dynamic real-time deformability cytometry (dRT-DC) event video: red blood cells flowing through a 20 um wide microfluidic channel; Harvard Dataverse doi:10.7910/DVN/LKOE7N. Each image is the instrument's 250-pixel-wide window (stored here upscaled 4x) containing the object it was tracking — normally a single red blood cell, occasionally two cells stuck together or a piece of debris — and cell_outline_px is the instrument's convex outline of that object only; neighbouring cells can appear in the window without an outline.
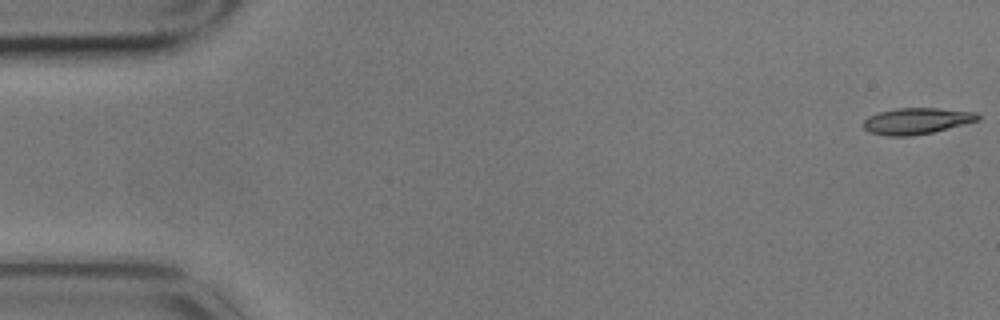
{"species": "common noctule bat (a hibernating species)", "species_latin": "Nyctalus noctula", "temperature_condition": "cold", "stored_images_in_passage": 7, "camera_frame_rate_fps": 3000, "um_per_image_px": 0.085, "animal": {"sex": "male", "body_mass_g": 17.9}, "frame": {"image": 1, "passage_image": 1, "time_ms": 0.0, "image_size_px": [1000, 320], "cell_outline_px": [[980, 120], [932, 132], [912, 136], [888, 136], [868, 132], [860, 124], [868, 116], [876, 112], [896, 108], [936, 108], [976, 112], [980, 116]], "centroid_in_image_um": [77.86, 10.28], "position_along_channel_um": 7.1, "area_um2": 17.69}}
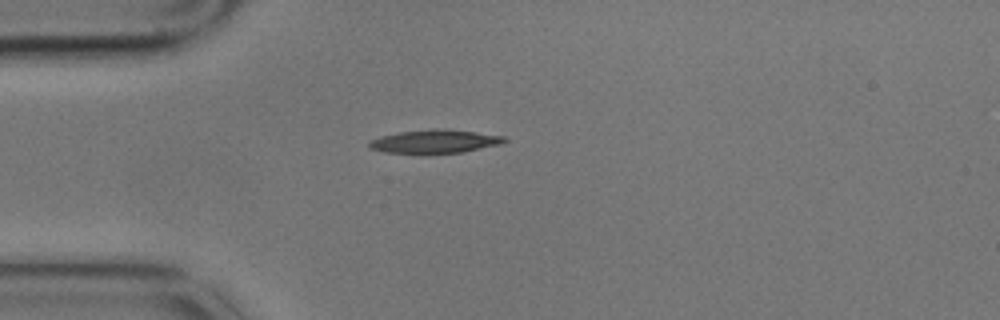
{"frame": {"image": 2, "passage_image": 5, "time_ms": 1.333, "image_size_px": [1000, 320], "cell_outline_px": [[508, 140], [500, 144], [464, 152], [428, 156], [420, 156], [384, 152], [368, 148], [368, 140], [380, 136], [400, 132], [436, 128], [444, 128], [476, 132], [504, 136]], "centroid_in_image_um": [36.89, 12.07], "position_along_channel_um": 48.1, "area_um2": 19.48}}